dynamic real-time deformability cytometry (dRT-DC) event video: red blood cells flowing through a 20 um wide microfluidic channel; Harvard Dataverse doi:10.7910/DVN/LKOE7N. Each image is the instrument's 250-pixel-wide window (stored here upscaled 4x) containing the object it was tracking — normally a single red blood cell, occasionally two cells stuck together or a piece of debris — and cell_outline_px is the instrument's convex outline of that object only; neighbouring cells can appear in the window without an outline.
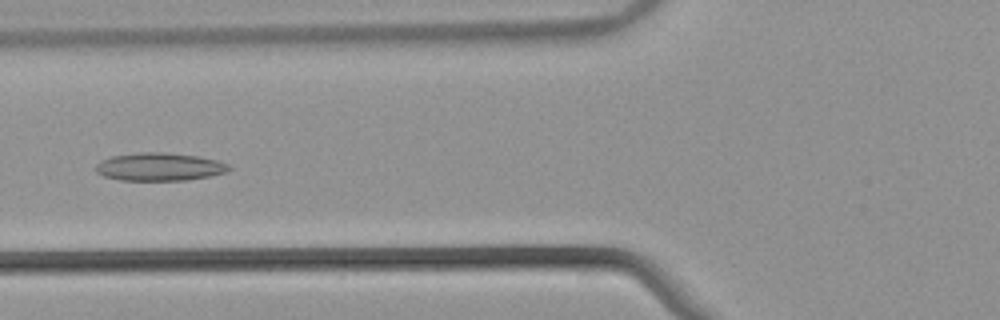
{"species": "common noctule bat (a hibernating species)", "species_latin": "Nyctalus noctula", "temperature_condition": "warm", "stored_images_in_passage": 36, "camera_frame_rate_fps": 3000, "um_per_image_px": 0.085, "animal": {"sex": "male", "body_mass_g": 21.5, "forearm_length_mm": 52.0}, "frame": {"image": 1, "passage_image": 4, "time_ms": 1.0, "image_size_px": [1000, 320], "cell_outline_px": [[232, 168], [224, 172], [208, 176], [188, 180], [120, 180], [104, 176], [96, 172], [96, 164], [100, 160], [112, 156], [140, 152], [160, 152], [196, 156], [220, 160], [228, 164]], "centroid_in_image_um": [13.54, 14.17], "position_along_channel_um": 112.3, "area_um2": 21.62}}
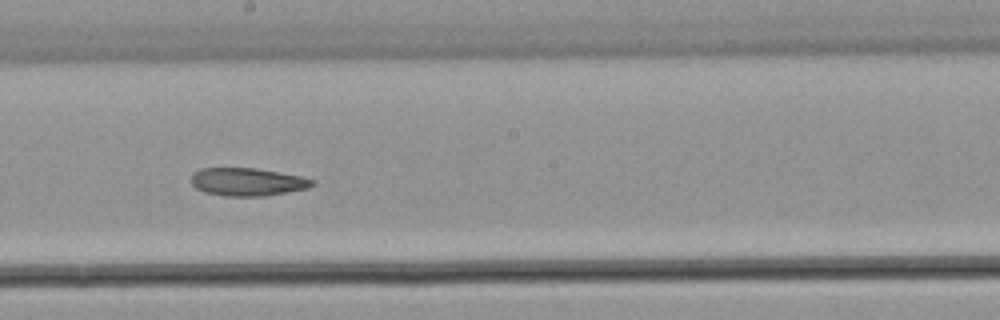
{"frame": {"image": 2, "passage_image": 13, "time_ms": 4.0, "image_size_px": [1000, 320], "cell_outline_px": [[316, 184], [308, 188], [288, 192], [264, 196], [224, 196], [204, 192], [196, 188], [192, 184], [192, 172], [200, 168], [256, 168], [300, 176], [316, 180]], "centroid_in_image_um": [21.04, 15.46], "position_along_channel_um": 227.2, "area_um2": 19.83}}
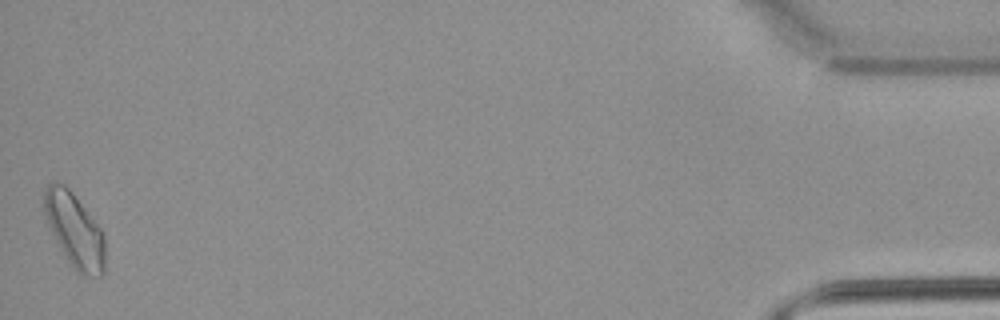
{"frame": {"image": 3, "passage_image": 36, "time_ms": 11.667, "image_size_px": [1000, 320], "cell_outline_px": [[104, 272], [100, 276], [80, 276], [76, 272], [60, 248], [48, 224], [44, 212], [44, 188], [48, 184], [56, 180], [64, 184], [72, 192], [100, 228], [104, 236]], "centroid_in_image_um": [6.33, 19.57], "position_along_channel_um": 428.9, "area_um2": 26.07}}